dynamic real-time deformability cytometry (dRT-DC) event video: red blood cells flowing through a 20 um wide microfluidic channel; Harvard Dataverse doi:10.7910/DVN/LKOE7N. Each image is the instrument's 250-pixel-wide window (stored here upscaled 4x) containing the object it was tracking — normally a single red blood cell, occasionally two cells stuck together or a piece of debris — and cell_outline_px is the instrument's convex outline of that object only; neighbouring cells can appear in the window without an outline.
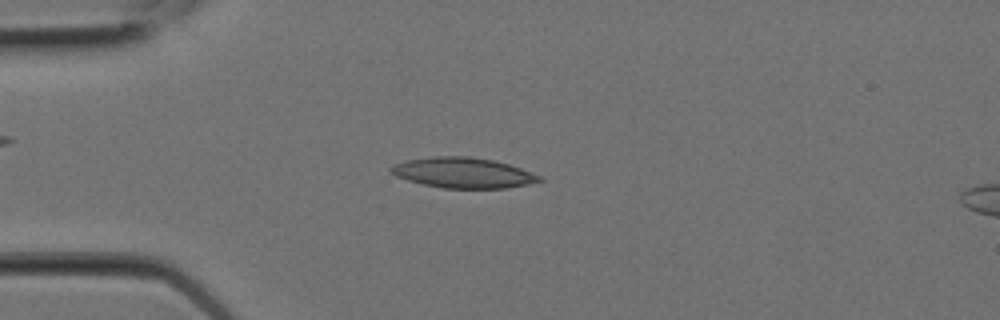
{"species": "Egyptian fruit bat (a non-hibernating species)", "species_latin": "Rousettus aegyptiacus", "temperature_condition": "room temperature", "stored_images_in_passage": 4, "camera_frame_rate_fps": 3000, "um_per_image_px": 0.085, "animal": {"sex": "female"}, "frame": {"image": 1, "passage_image": 2, "time_ms": 0.333, "image_size_px": [1000, 320], "cell_outline_px": [[544, 180], [528, 184], [508, 188], [444, 188], [424, 184], [408, 180], [396, 176], [388, 172], [388, 168], [392, 164], [404, 160], [432, 156], [468, 156], [492, 160], [508, 164], [520, 168], [540, 176]], "centroid_in_image_um": [39.3, 14.68], "position_along_channel_um": 45.7, "area_um2": 26.36}}
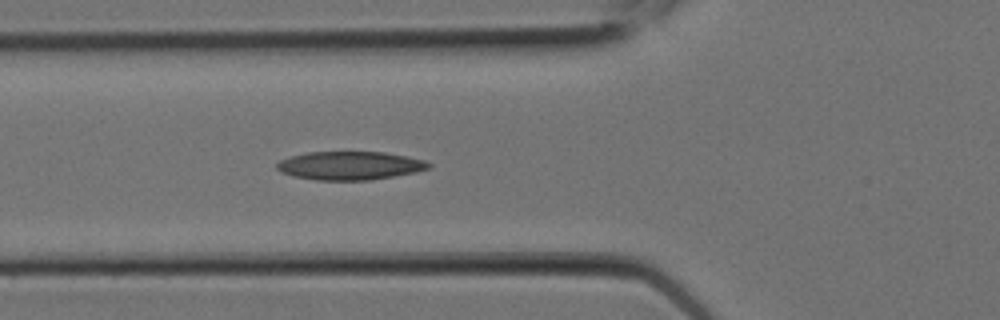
{"frame": {"image": 2, "passage_image": 4, "time_ms": 1.0, "image_size_px": [1000, 320], "cell_outline_px": [[432, 164], [428, 168], [416, 172], [372, 180], [316, 180], [292, 176], [280, 172], [276, 168], [276, 164], [280, 160], [292, 156], [308, 152], [384, 152], [408, 156], [424, 160]], "centroid_in_image_um": [29.73, 14.08], "position_along_channel_um": 96.1, "area_um2": 25.2}}